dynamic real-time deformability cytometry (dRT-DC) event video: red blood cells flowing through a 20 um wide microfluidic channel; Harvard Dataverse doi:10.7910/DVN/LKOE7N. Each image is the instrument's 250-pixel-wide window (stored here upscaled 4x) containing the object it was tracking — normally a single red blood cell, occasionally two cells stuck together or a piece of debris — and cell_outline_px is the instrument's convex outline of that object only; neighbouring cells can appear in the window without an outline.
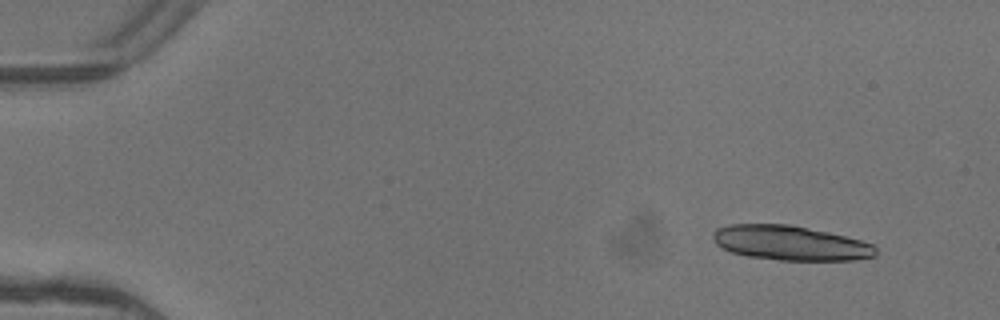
{"species": "common noctule bat (a hibernating species)", "species_latin": "Nyctalus noctula", "temperature_condition": "warm", "stored_images_in_passage": 4, "segment_of_instrument_passage": [2, 2], "camera_frame_rate_fps": 3000, "um_per_image_px": 0.085, "animal": {"sex": "female"}, "frame": {"image": 1, "passage_image": 4, "time_ms": 1.0, "image_size_px": [1000, 320], "cell_outline_px": [[876, 256], [856, 260], [780, 260], [748, 256], [732, 252], [716, 244], [712, 236], [712, 232], [716, 228], [728, 224], [792, 224], [828, 232], [860, 240], [872, 244], [876, 248]], "centroid_in_image_um": [67.16, 20.64], "position_along_channel_um": 17.8, "area_um2": 32.89}}